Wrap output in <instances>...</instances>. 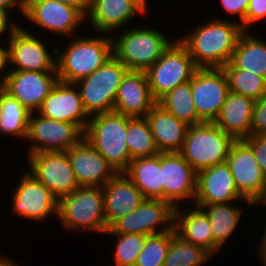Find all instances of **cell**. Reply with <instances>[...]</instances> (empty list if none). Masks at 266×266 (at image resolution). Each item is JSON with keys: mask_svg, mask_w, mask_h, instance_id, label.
<instances>
[{"mask_svg": "<svg viewBox=\"0 0 266 266\" xmlns=\"http://www.w3.org/2000/svg\"><path fill=\"white\" fill-rule=\"evenodd\" d=\"M210 258L206 251L185 241L172 229V240L163 266H202Z\"/></svg>", "mask_w": 266, "mask_h": 266, "instance_id": "obj_34", "label": "cell"}, {"mask_svg": "<svg viewBox=\"0 0 266 266\" xmlns=\"http://www.w3.org/2000/svg\"><path fill=\"white\" fill-rule=\"evenodd\" d=\"M145 13L133 0H91L86 19L94 33L115 35L117 29L127 28L126 24L131 23L135 16H144Z\"/></svg>", "mask_w": 266, "mask_h": 266, "instance_id": "obj_22", "label": "cell"}, {"mask_svg": "<svg viewBox=\"0 0 266 266\" xmlns=\"http://www.w3.org/2000/svg\"><path fill=\"white\" fill-rule=\"evenodd\" d=\"M191 89L198 118L213 123L230 92L225 72L222 68H198Z\"/></svg>", "mask_w": 266, "mask_h": 266, "instance_id": "obj_15", "label": "cell"}, {"mask_svg": "<svg viewBox=\"0 0 266 266\" xmlns=\"http://www.w3.org/2000/svg\"><path fill=\"white\" fill-rule=\"evenodd\" d=\"M266 18V0H250L244 19V30ZM250 25V26H249Z\"/></svg>", "mask_w": 266, "mask_h": 266, "instance_id": "obj_40", "label": "cell"}, {"mask_svg": "<svg viewBox=\"0 0 266 266\" xmlns=\"http://www.w3.org/2000/svg\"><path fill=\"white\" fill-rule=\"evenodd\" d=\"M133 117L111 111L91 116L84 138L118 172H124L131 162L126 134Z\"/></svg>", "mask_w": 266, "mask_h": 266, "instance_id": "obj_4", "label": "cell"}, {"mask_svg": "<svg viewBox=\"0 0 266 266\" xmlns=\"http://www.w3.org/2000/svg\"><path fill=\"white\" fill-rule=\"evenodd\" d=\"M226 164L240 195L254 205L263 195L266 176L256 162L252 148L243 139L235 140Z\"/></svg>", "mask_w": 266, "mask_h": 266, "instance_id": "obj_16", "label": "cell"}, {"mask_svg": "<svg viewBox=\"0 0 266 266\" xmlns=\"http://www.w3.org/2000/svg\"><path fill=\"white\" fill-rule=\"evenodd\" d=\"M163 200L174 208L194 204L197 187V172L179 152L161 153ZM181 204V205H180Z\"/></svg>", "mask_w": 266, "mask_h": 266, "instance_id": "obj_18", "label": "cell"}, {"mask_svg": "<svg viewBox=\"0 0 266 266\" xmlns=\"http://www.w3.org/2000/svg\"><path fill=\"white\" fill-rule=\"evenodd\" d=\"M54 1L74 6L78 8L85 16H87L91 4V0H54Z\"/></svg>", "mask_w": 266, "mask_h": 266, "instance_id": "obj_44", "label": "cell"}, {"mask_svg": "<svg viewBox=\"0 0 266 266\" xmlns=\"http://www.w3.org/2000/svg\"><path fill=\"white\" fill-rule=\"evenodd\" d=\"M126 142L131 160L160 154L145 117H133L128 122Z\"/></svg>", "mask_w": 266, "mask_h": 266, "instance_id": "obj_33", "label": "cell"}, {"mask_svg": "<svg viewBox=\"0 0 266 266\" xmlns=\"http://www.w3.org/2000/svg\"><path fill=\"white\" fill-rule=\"evenodd\" d=\"M66 152L79 186L103 187L117 173L85 138Z\"/></svg>", "mask_w": 266, "mask_h": 266, "instance_id": "obj_21", "label": "cell"}, {"mask_svg": "<svg viewBox=\"0 0 266 266\" xmlns=\"http://www.w3.org/2000/svg\"><path fill=\"white\" fill-rule=\"evenodd\" d=\"M10 12L4 8L0 7V37L3 38L4 33L8 32L10 35L14 32L20 25L17 22H11Z\"/></svg>", "mask_w": 266, "mask_h": 266, "instance_id": "obj_42", "label": "cell"}, {"mask_svg": "<svg viewBox=\"0 0 266 266\" xmlns=\"http://www.w3.org/2000/svg\"><path fill=\"white\" fill-rule=\"evenodd\" d=\"M146 72L153 98L158 102L169 91L191 81L198 67L177 38Z\"/></svg>", "mask_w": 266, "mask_h": 266, "instance_id": "obj_8", "label": "cell"}, {"mask_svg": "<svg viewBox=\"0 0 266 266\" xmlns=\"http://www.w3.org/2000/svg\"><path fill=\"white\" fill-rule=\"evenodd\" d=\"M24 16L26 9V0H0V7L8 10L9 12L14 8Z\"/></svg>", "mask_w": 266, "mask_h": 266, "instance_id": "obj_43", "label": "cell"}, {"mask_svg": "<svg viewBox=\"0 0 266 266\" xmlns=\"http://www.w3.org/2000/svg\"><path fill=\"white\" fill-rule=\"evenodd\" d=\"M12 191V212L22 219L42 222L50 216L57 219L58 199L28 171Z\"/></svg>", "mask_w": 266, "mask_h": 266, "instance_id": "obj_13", "label": "cell"}, {"mask_svg": "<svg viewBox=\"0 0 266 266\" xmlns=\"http://www.w3.org/2000/svg\"><path fill=\"white\" fill-rule=\"evenodd\" d=\"M171 240L172 230L148 235L135 266H163Z\"/></svg>", "mask_w": 266, "mask_h": 266, "instance_id": "obj_37", "label": "cell"}, {"mask_svg": "<svg viewBox=\"0 0 266 266\" xmlns=\"http://www.w3.org/2000/svg\"><path fill=\"white\" fill-rule=\"evenodd\" d=\"M28 171L57 198L79 188L66 151L37 152L27 156Z\"/></svg>", "mask_w": 266, "mask_h": 266, "instance_id": "obj_12", "label": "cell"}, {"mask_svg": "<svg viewBox=\"0 0 266 266\" xmlns=\"http://www.w3.org/2000/svg\"><path fill=\"white\" fill-rule=\"evenodd\" d=\"M245 201L248 208L253 205L237 190L229 166L225 163L212 166L197 173V187L194 205L205 206L218 203Z\"/></svg>", "mask_w": 266, "mask_h": 266, "instance_id": "obj_19", "label": "cell"}, {"mask_svg": "<svg viewBox=\"0 0 266 266\" xmlns=\"http://www.w3.org/2000/svg\"><path fill=\"white\" fill-rule=\"evenodd\" d=\"M233 203L235 202L198 206L205 211L211 225L213 257L215 253L221 252L219 248H222L223 244L225 245V242L230 239L229 237L239 225L243 213V205L241 208L240 205H232Z\"/></svg>", "mask_w": 266, "mask_h": 266, "instance_id": "obj_30", "label": "cell"}, {"mask_svg": "<svg viewBox=\"0 0 266 266\" xmlns=\"http://www.w3.org/2000/svg\"><path fill=\"white\" fill-rule=\"evenodd\" d=\"M135 1L145 12H148V0H133Z\"/></svg>", "mask_w": 266, "mask_h": 266, "instance_id": "obj_48", "label": "cell"}, {"mask_svg": "<svg viewBox=\"0 0 266 266\" xmlns=\"http://www.w3.org/2000/svg\"><path fill=\"white\" fill-rule=\"evenodd\" d=\"M13 258L7 257L5 254L0 255V266H19Z\"/></svg>", "mask_w": 266, "mask_h": 266, "instance_id": "obj_47", "label": "cell"}, {"mask_svg": "<svg viewBox=\"0 0 266 266\" xmlns=\"http://www.w3.org/2000/svg\"><path fill=\"white\" fill-rule=\"evenodd\" d=\"M112 35L113 55L129 71H147L175 41L156 28L136 26ZM119 34V35H118ZM166 35V36H165Z\"/></svg>", "mask_w": 266, "mask_h": 266, "instance_id": "obj_3", "label": "cell"}, {"mask_svg": "<svg viewBox=\"0 0 266 266\" xmlns=\"http://www.w3.org/2000/svg\"><path fill=\"white\" fill-rule=\"evenodd\" d=\"M116 236V245L114 253V266H135L138 255L142 251L148 235L129 233H105ZM110 266V265H109ZM111 266H113L111 264Z\"/></svg>", "mask_w": 266, "mask_h": 266, "instance_id": "obj_36", "label": "cell"}, {"mask_svg": "<svg viewBox=\"0 0 266 266\" xmlns=\"http://www.w3.org/2000/svg\"><path fill=\"white\" fill-rule=\"evenodd\" d=\"M221 3V7L223 10L227 12V14L235 15L240 19L238 22L243 30H244V19L249 6L250 0H219Z\"/></svg>", "mask_w": 266, "mask_h": 266, "instance_id": "obj_41", "label": "cell"}, {"mask_svg": "<svg viewBox=\"0 0 266 266\" xmlns=\"http://www.w3.org/2000/svg\"><path fill=\"white\" fill-rule=\"evenodd\" d=\"M174 210L167 201L145 198L134 211L117 220L105 233L154 235L168 232L173 229Z\"/></svg>", "mask_w": 266, "mask_h": 266, "instance_id": "obj_11", "label": "cell"}, {"mask_svg": "<svg viewBox=\"0 0 266 266\" xmlns=\"http://www.w3.org/2000/svg\"><path fill=\"white\" fill-rule=\"evenodd\" d=\"M57 219L65 230L105 233L102 187L80 186L59 198Z\"/></svg>", "mask_w": 266, "mask_h": 266, "instance_id": "obj_5", "label": "cell"}, {"mask_svg": "<svg viewBox=\"0 0 266 266\" xmlns=\"http://www.w3.org/2000/svg\"><path fill=\"white\" fill-rule=\"evenodd\" d=\"M256 204L266 205V185L262 197L255 203V206Z\"/></svg>", "mask_w": 266, "mask_h": 266, "instance_id": "obj_49", "label": "cell"}, {"mask_svg": "<svg viewBox=\"0 0 266 266\" xmlns=\"http://www.w3.org/2000/svg\"><path fill=\"white\" fill-rule=\"evenodd\" d=\"M4 76L0 74V94L4 91Z\"/></svg>", "mask_w": 266, "mask_h": 266, "instance_id": "obj_50", "label": "cell"}, {"mask_svg": "<svg viewBox=\"0 0 266 266\" xmlns=\"http://www.w3.org/2000/svg\"><path fill=\"white\" fill-rule=\"evenodd\" d=\"M222 69H242L266 79V41L254 36L250 29L244 30L230 62Z\"/></svg>", "mask_w": 266, "mask_h": 266, "instance_id": "obj_28", "label": "cell"}, {"mask_svg": "<svg viewBox=\"0 0 266 266\" xmlns=\"http://www.w3.org/2000/svg\"><path fill=\"white\" fill-rule=\"evenodd\" d=\"M145 118L160 153L181 151L189 125L178 120L158 102Z\"/></svg>", "mask_w": 266, "mask_h": 266, "instance_id": "obj_25", "label": "cell"}, {"mask_svg": "<svg viewBox=\"0 0 266 266\" xmlns=\"http://www.w3.org/2000/svg\"><path fill=\"white\" fill-rule=\"evenodd\" d=\"M31 112L3 91L0 94V133L26 139Z\"/></svg>", "mask_w": 266, "mask_h": 266, "instance_id": "obj_31", "label": "cell"}, {"mask_svg": "<svg viewBox=\"0 0 266 266\" xmlns=\"http://www.w3.org/2000/svg\"><path fill=\"white\" fill-rule=\"evenodd\" d=\"M99 36H73L74 40L70 39L66 49L56 48V71L60 81L75 83L89 76L113 56L112 35L102 33Z\"/></svg>", "mask_w": 266, "mask_h": 266, "instance_id": "obj_2", "label": "cell"}, {"mask_svg": "<svg viewBox=\"0 0 266 266\" xmlns=\"http://www.w3.org/2000/svg\"><path fill=\"white\" fill-rule=\"evenodd\" d=\"M4 91L30 112H37L59 81L57 71H7Z\"/></svg>", "mask_w": 266, "mask_h": 266, "instance_id": "obj_17", "label": "cell"}, {"mask_svg": "<svg viewBox=\"0 0 266 266\" xmlns=\"http://www.w3.org/2000/svg\"><path fill=\"white\" fill-rule=\"evenodd\" d=\"M158 103L178 120L187 125L203 123L197 115V110L192 98L191 81L180 84L164 95Z\"/></svg>", "mask_w": 266, "mask_h": 266, "instance_id": "obj_32", "label": "cell"}, {"mask_svg": "<svg viewBox=\"0 0 266 266\" xmlns=\"http://www.w3.org/2000/svg\"><path fill=\"white\" fill-rule=\"evenodd\" d=\"M102 189L107 229L145 200L140 190L123 172L116 173Z\"/></svg>", "mask_w": 266, "mask_h": 266, "instance_id": "obj_24", "label": "cell"}, {"mask_svg": "<svg viewBox=\"0 0 266 266\" xmlns=\"http://www.w3.org/2000/svg\"><path fill=\"white\" fill-rule=\"evenodd\" d=\"M235 139L214 123L188 127L181 151L183 158L198 173L226 162Z\"/></svg>", "mask_w": 266, "mask_h": 266, "instance_id": "obj_6", "label": "cell"}, {"mask_svg": "<svg viewBox=\"0 0 266 266\" xmlns=\"http://www.w3.org/2000/svg\"><path fill=\"white\" fill-rule=\"evenodd\" d=\"M85 132L76 124L42 117L31 112L26 139L27 156L37 152L67 151L84 139Z\"/></svg>", "mask_w": 266, "mask_h": 266, "instance_id": "obj_10", "label": "cell"}, {"mask_svg": "<svg viewBox=\"0 0 266 266\" xmlns=\"http://www.w3.org/2000/svg\"><path fill=\"white\" fill-rule=\"evenodd\" d=\"M228 80L229 91L254 101L266 93V79L242 69H223Z\"/></svg>", "mask_w": 266, "mask_h": 266, "instance_id": "obj_35", "label": "cell"}, {"mask_svg": "<svg viewBox=\"0 0 266 266\" xmlns=\"http://www.w3.org/2000/svg\"><path fill=\"white\" fill-rule=\"evenodd\" d=\"M237 21L212 16L192 33L178 37L198 68H222L230 62L238 39L243 32Z\"/></svg>", "mask_w": 266, "mask_h": 266, "instance_id": "obj_1", "label": "cell"}, {"mask_svg": "<svg viewBox=\"0 0 266 266\" xmlns=\"http://www.w3.org/2000/svg\"><path fill=\"white\" fill-rule=\"evenodd\" d=\"M189 206L185 211L181 206L175 208V233L185 241L202 248L212 257L213 235L208 216L202 208L194 204Z\"/></svg>", "mask_w": 266, "mask_h": 266, "instance_id": "obj_26", "label": "cell"}, {"mask_svg": "<svg viewBox=\"0 0 266 266\" xmlns=\"http://www.w3.org/2000/svg\"><path fill=\"white\" fill-rule=\"evenodd\" d=\"M255 101L243 95L229 92L214 124L235 140L250 136Z\"/></svg>", "mask_w": 266, "mask_h": 266, "instance_id": "obj_27", "label": "cell"}, {"mask_svg": "<svg viewBox=\"0 0 266 266\" xmlns=\"http://www.w3.org/2000/svg\"><path fill=\"white\" fill-rule=\"evenodd\" d=\"M24 17L31 25L69 38L87 20L78 8L54 0H26Z\"/></svg>", "mask_w": 266, "mask_h": 266, "instance_id": "obj_14", "label": "cell"}, {"mask_svg": "<svg viewBox=\"0 0 266 266\" xmlns=\"http://www.w3.org/2000/svg\"><path fill=\"white\" fill-rule=\"evenodd\" d=\"M128 71L113 55L89 76L75 82L89 117L113 111L119 86Z\"/></svg>", "mask_w": 266, "mask_h": 266, "instance_id": "obj_7", "label": "cell"}, {"mask_svg": "<svg viewBox=\"0 0 266 266\" xmlns=\"http://www.w3.org/2000/svg\"><path fill=\"white\" fill-rule=\"evenodd\" d=\"M264 234L262 235V239H260L261 241L259 242L258 244V249L256 250H259L258 251V254L260 253V260L261 262L264 263L263 266H266V227H265V231H263Z\"/></svg>", "mask_w": 266, "mask_h": 266, "instance_id": "obj_45", "label": "cell"}, {"mask_svg": "<svg viewBox=\"0 0 266 266\" xmlns=\"http://www.w3.org/2000/svg\"><path fill=\"white\" fill-rule=\"evenodd\" d=\"M5 46L0 44V74H5L6 72V58H5Z\"/></svg>", "mask_w": 266, "mask_h": 266, "instance_id": "obj_46", "label": "cell"}, {"mask_svg": "<svg viewBox=\"0 0 266 266\" xmlns=\"http://www.w3.org/2000/svg\"><path fill=\"white\" fill-rule=\"evenodd\" d=\"M40 38L20 24L5 43L6 71H56V47L51 54Z\"/></svg>", "mask_w": 266, "mask_h": 266, "instance_id": "obj_9", "label": "cell"}, {"mask_svg": "<svg viewBox=\"0 0 266 266\" xmlns=\"http://www.w3.org/2000/svg\"><path fill=\"white\" fill-rule=\"evenodd\" d=\"M157 103L145 71H128L119 86L113 111L129 117H145Z\"/></svg>", "mask_w": 266, "mask_h": 266, "instance_id": "obj_23", "label": "cell"}, {"mask_svg": "<svg viewBox=\"0 0 266 266\" xmlns=\"http://www.w3.org/2000/svg\"><path fill=\"white\" fill-rule=\"evenodd\" d=\"M243 140L252 148L256 162L266 176V134L250 135Z\"/></svg>", "mask_w": 266, "mask_h": 266, "instance_id": "obj_39", "label": "cell"}, {"mask_svg": "<svg viewBox=\"0 0 266 266\" xmlns=\"http://www.w3.org/2000/svg\"><path fill=\"white\" fill-rule=\"evenodd\" d=\"M266 134V93L254 103L250 135Z\"/></svg>", "mask_w": 266, "mask_h": 266, "instance_id": "obj_38", "label": "cell"}, {"mask_svg": "<svg viewBox=\"0 0 266 266\" xmlns=\"http://www.w3.org/2000/svg\"><path fill=\"white\" fill-rule=\"evenodd\" d=\"M42 117L78 125L84 132L90 117L75 83L58 81L37 111Z\"/></svg>", "mask_w": 266, "mask_h": 266, "instance_id": "obj_20", "label": "cell"}, {"mask_svg": "<svg viewBox=\"0 0 266 266\" xmlns=\"http://www.w3.org/2000/svg\"><path fill=\"white\" fill-rule=\"evenodd\" d=\"M123 173L145 198L163 200L161 153L156 156L132 159Z\"/></svg>", "mask_w": 266, "mask_h": 266, "instance_id": "obj_29", "label": "cell"}]
</instances>
